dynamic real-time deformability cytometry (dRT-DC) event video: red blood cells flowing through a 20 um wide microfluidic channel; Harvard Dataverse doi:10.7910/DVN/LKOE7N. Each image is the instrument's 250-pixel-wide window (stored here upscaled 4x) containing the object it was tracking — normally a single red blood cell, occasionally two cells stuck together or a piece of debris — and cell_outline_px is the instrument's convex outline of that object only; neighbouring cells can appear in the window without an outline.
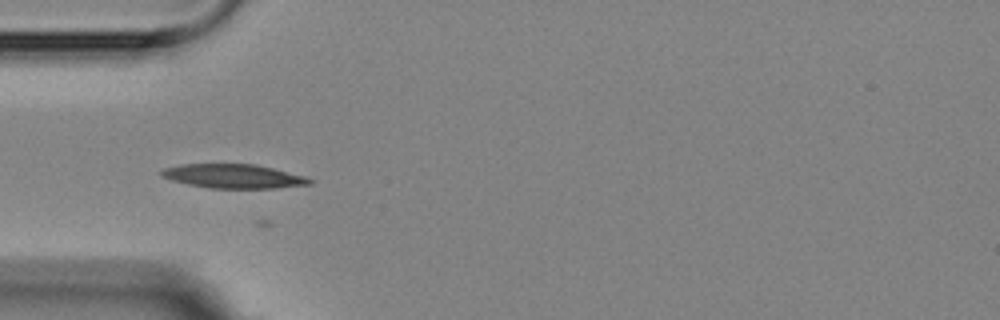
{"species": "Egyptian fruit bat (a non-hibernating species)", "species_latin": "Rousettus aegyptiacus", "temperature_condition": "room temperature", "stored_images_in_passage": 4, "camera_frame_rate_fps": 3000, "um_per_image_px": 0.085, "animal": {"sex": "female"}, "frame": {"image": 1, "passage_image": 1, "time_ms": 0.0, "image_size_px": [1000, 320], "cell_outline_px": [[312, 184], [276, 188], [208, 188], [188, 184], [172, 180], [160, 176], [160, 172], [164, 168], [180, 164], [256, 164], [304, 176], [312, 180]], "centroid_in_image_um": [19.82, 14.98], "position_along_channel_um": 65.2, "area_um2": 20.69}}
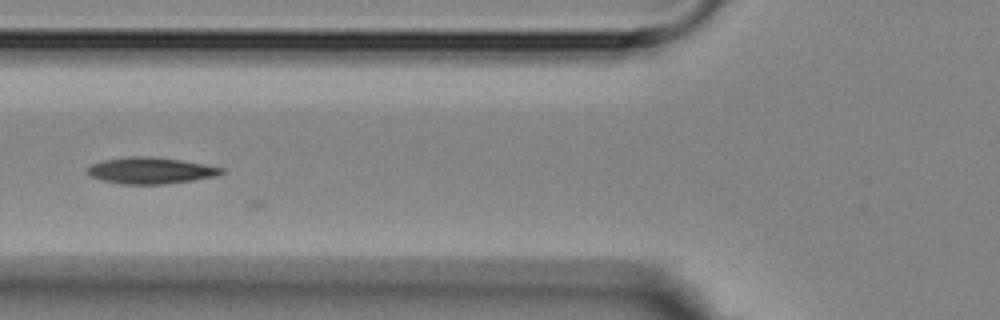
{"frame": {"image": 2, "passage_image": 2, "time_ms": 1.333, "image_size_px": [1000, 320], "cell_outline_px": [[224, 172], [216, 176], [192, 180], [164, 184], [120, 184], [100, 180], [92, 176], [88, 172], [88, 168], [92, 164], [100, 160], [128, 156], [144, 156], [180, 160], [204, 164], [224, 168]], "centroid_in_image_um": [12.78, 14.49], "position_along_channel_um": 113.0, "area_um2": 20.52}}
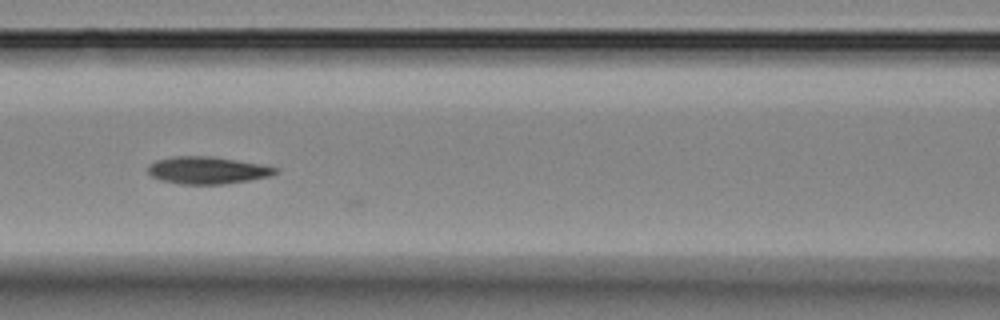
{"frame": {"image": 3, "passage_image": 3, "time_ms": 2.333, "image_size_px": [1000, 320], "cell_outline_px": [[280, 172], [272, 176], [248, 180], [220, 184], [180, 184], [160, 180], [152, 176], [148, 172], [148, 164], [156, 160], [172, 156], [212, 156], [260, 164], [280, 168]], "centroid_in_image_um": [17.64, 14.47], "position_along_channel_um": 149.0, "area_um2": 20.35}}